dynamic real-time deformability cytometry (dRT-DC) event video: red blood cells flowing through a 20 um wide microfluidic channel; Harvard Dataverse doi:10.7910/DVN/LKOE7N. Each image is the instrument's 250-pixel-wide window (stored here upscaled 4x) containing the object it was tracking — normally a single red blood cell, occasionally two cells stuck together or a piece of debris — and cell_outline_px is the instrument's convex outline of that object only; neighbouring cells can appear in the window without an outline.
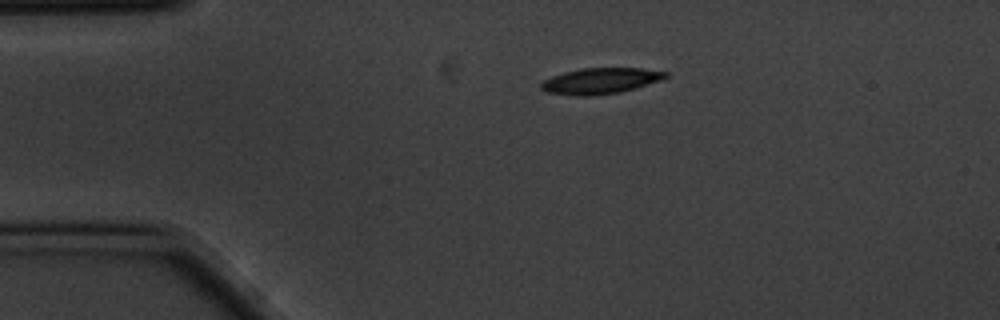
{"species": "common noctule bat (a hibernating species)", "species_latin": "Nyctalus noctula", "temperature_condition": "cold", "stored_images_in_passage": 3, "camera_frame_rate_fps": 3000, "um_per_image_px": 0.085, "animal": {"sex": "male", "body_mass_g": 20.1, "forearm_length_mm": 53.5}, "frame": {"image": 1, "passage_image": 1, "time_ms": 0.0, "image_size_px": [1000, 320], "cell_outline_px": [[668, 76], [660, 80], [636, 88], [620, 92], [588, 96], [576, 96], [548, 92], [540, 88], [540, 84], [544, 80], [552, 76], [564, 72], [580, 68], [640, 68], [668, 72]], "centroid_in_image_um": [51.03, 6.87], "position_along_channel_um": 34.0, "area_um2": 18.73}}
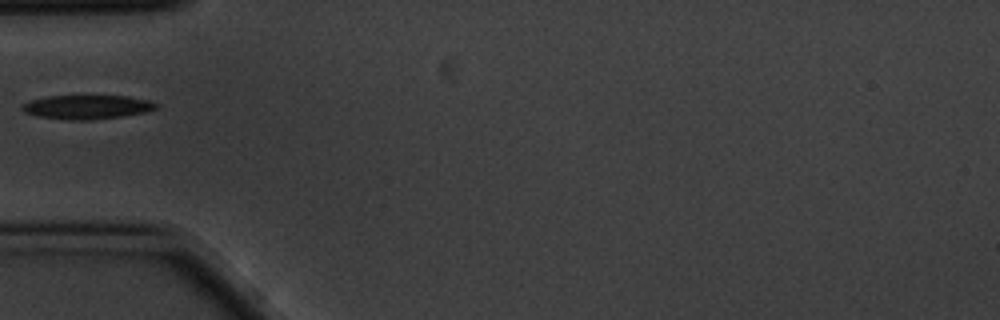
{"frame": {"image": 2, "passage_image": 3, "time_ms": 0.667, "image_size_px": [1000, 320], "cell_outline_px": [[160, 108], [144, 112], [124, 116], [92, 120], [68, 120], [36, 116], [24, 112], [20, 108], [24, 104], [32, 100], [48, 96], [128, 96], [148, 100], [160, 104]], "centroid_in_image_um": [7.44, 9.1], "position_along_channel_um": 77.6, "area_um2": 18.84}}